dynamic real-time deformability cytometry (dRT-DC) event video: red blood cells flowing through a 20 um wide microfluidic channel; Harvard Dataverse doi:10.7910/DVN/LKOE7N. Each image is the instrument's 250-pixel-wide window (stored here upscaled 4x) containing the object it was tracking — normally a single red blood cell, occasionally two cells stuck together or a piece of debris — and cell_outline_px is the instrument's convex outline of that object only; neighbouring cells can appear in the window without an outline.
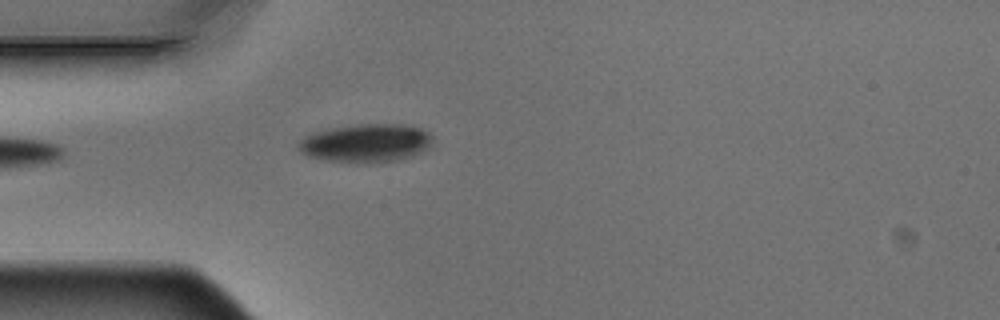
{"species": "Egyptian fruit bat (a non-hibernating species)", "species_latin": "Rousettus aegyptiacus", "temperature_condition": "warm", "stored_images_in_passage": 1, "camera_frame_rate_fps": 3000, "um_per_image_px": 0.085, "animal": {"sex": "male"}, "frame": {"image": 1, "passage_image": 1, "time_ms": 0.0, "image_size_px": [1000, 320], "cell_outline_px": [[432, 140], [428, 148], [412, 156], [400, 160], [372, 164], [356, 164], [324, 160], [308, 156], [300, 152], [296, 148], [296, 144], [304, 136], [312, 132], [332, 128], [360, 124], [400, 124], [420, 128], [428, 132], [432, 136]], "centroid_in_image_um": [31.06, 12.19], "position_along_channel_um": 53.9, "area_um2": 30.58}}